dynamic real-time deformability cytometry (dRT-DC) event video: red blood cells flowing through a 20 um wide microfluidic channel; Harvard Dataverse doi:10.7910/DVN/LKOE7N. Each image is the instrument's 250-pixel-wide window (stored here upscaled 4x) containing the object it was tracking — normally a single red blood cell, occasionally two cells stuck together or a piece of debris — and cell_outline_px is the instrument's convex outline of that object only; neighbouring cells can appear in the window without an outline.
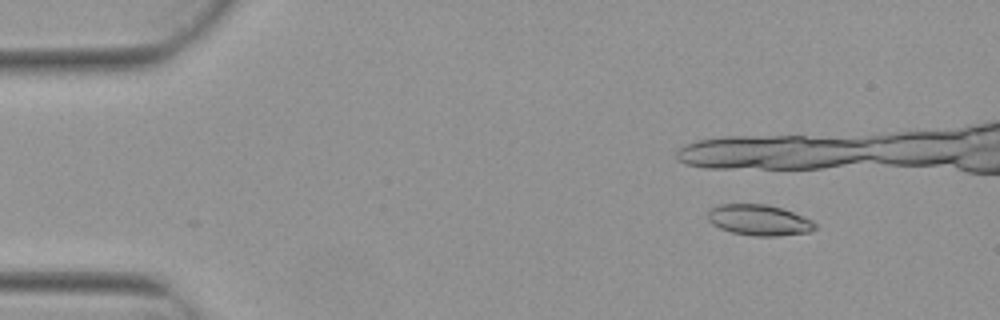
{"species": "Egyptian fruit bat (a non-hibernating species)", "species_latin": "Rousettus aegyptiacus", "temperature_condition": "warm", "stored_images_in_passage": 9, "camera_frame_rate_fps": 3000, "um_per_image_px": 0.085, "animal": {"sex": "female"}, "frame": {"image": 1, "passage_image": 1, "time_ms": 0.0, "image_size_px": [1000, 320], "cell_outline_px": [[816, 228], [808, 232], [780, 236], [752, 236], [732, 232], [720, 228], [712, 224], [708, 220], [708, 208], [720, 204], [768, 204], [804, 216], [812, 220], [816, 224]], "centroid_in_image_um": [64.5, 18.7], "position_along_channel_um": 20.5, "area_um2": 19.36}}